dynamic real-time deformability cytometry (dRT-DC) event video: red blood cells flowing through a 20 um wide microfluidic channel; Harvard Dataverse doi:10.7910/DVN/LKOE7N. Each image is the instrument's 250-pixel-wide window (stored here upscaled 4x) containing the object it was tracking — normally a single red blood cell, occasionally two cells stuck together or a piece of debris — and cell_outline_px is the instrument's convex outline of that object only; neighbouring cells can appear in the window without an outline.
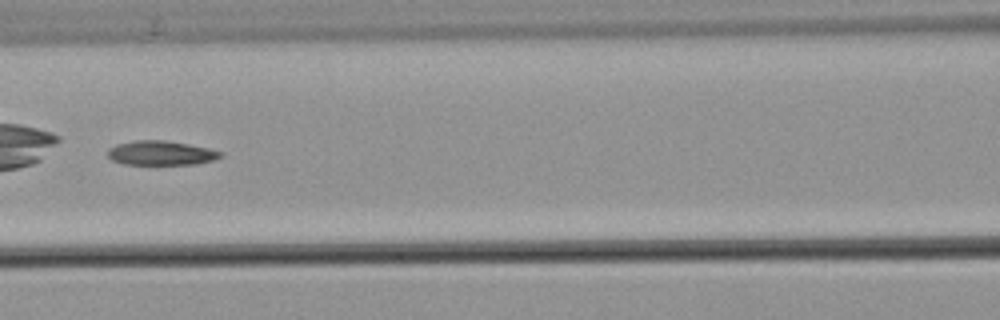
{"species": "common noctule bat (a hibernating species)", "species_latin": "Nyctalus noctula", "temperature_condition": "warm", "stored_images_in_passage": 4, "camera_frame_rate_fps": 3000, "um_per_image_px": 0.085, "animal": {"sex": "male", "body_mass_g": 21.5, "forearm_length_mm": 52.0}, "frame": {"image": 1, "passage_image": 3, "time_ms": 2.333, "image_size_px": [1000, 320], "cell_outline_px": [[224, 156], [212, 160], [196, 164], [124, 164], [112, 160], [108, 156], [108, 148], [116, 144], [132, 140], [164, 140], [188, 144], [208, 148], [224, 152]], "centroid_in_image_um": [13.68, 13.0], "position_along_channel_um": 152.9, "area_um2": 16.07}}